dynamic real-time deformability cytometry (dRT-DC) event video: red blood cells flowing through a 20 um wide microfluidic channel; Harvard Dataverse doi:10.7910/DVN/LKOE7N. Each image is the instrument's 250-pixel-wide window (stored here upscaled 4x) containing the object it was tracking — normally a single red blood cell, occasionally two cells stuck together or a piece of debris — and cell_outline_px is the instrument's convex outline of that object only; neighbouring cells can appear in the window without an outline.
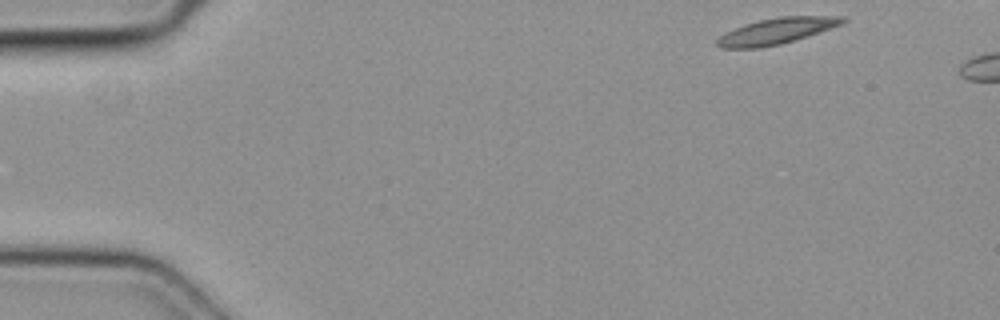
{"species": "common noctule bat (a hibernating species)", "species_latin": "Nyctalus noctula", "temperature_condition": "cold", "stored_images_in_passage": 2, "camera_frame_rate_fps": 3000, "um_per_image_px": 0.085, "animal": {"sex": "female", "body_mass_g": 19.3, "forearm_length_mm": 54.1}, "frame": {"image": 1, "passage_image": 1, "time_ms": 0.0, "image_size_px": [1000, 320], "cell_outline_px": [[848, 20], [840, 24], [820, 32], [780, 44], [760, 48], [720, 48], [716, 44], [716, 40], [720, 36], [744, 24], [760, 20], [780, 16], [848, 16]], "centroid_in_image_um": [66.02, 2.63], "position_along_channel_um": 19.0, "area_um2": 18.84}}